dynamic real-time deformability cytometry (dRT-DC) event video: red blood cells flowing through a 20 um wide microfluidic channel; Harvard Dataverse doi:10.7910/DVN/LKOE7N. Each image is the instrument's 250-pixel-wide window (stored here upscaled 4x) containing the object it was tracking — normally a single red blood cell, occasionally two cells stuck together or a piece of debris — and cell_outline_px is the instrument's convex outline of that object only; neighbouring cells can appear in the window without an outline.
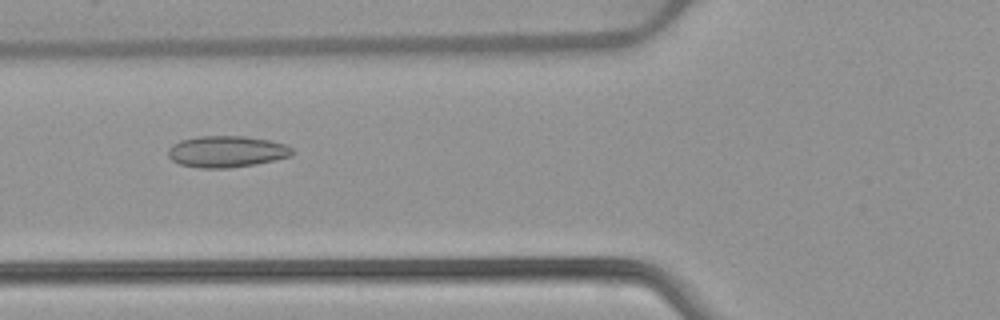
{"species": "common noctule bat (a hibernating species)", "species_latin": "Nyctalus noctula", "temperature_condition": "warm", "stored_images_in_passage": 52, "camera_frame_rate_fps": 3000, "um_per_image_px": 0.085, "animal": {"sex": "female", "body_mass_g": 22.7, "forearm_length_mm": 54.2}, "frame": {"image": 1, "passage_image": 20, "time_ms": 6.333, "image_size_px": [1000, 320], "cell_outline_px": [[296, 152], [292, 156], [256, 164], [228, 168], [200, 168], [180, 164], [172, 160], [168, 156], [168, 148], [172, 144], [180, 140], [200, 136], [244, 136], [268, 140], [284, 144], [292, 148]], "centroid_in_image_um": [19.27, 12.88], "position_along_channel_um": 106.5, "area_um2": 22.83}}
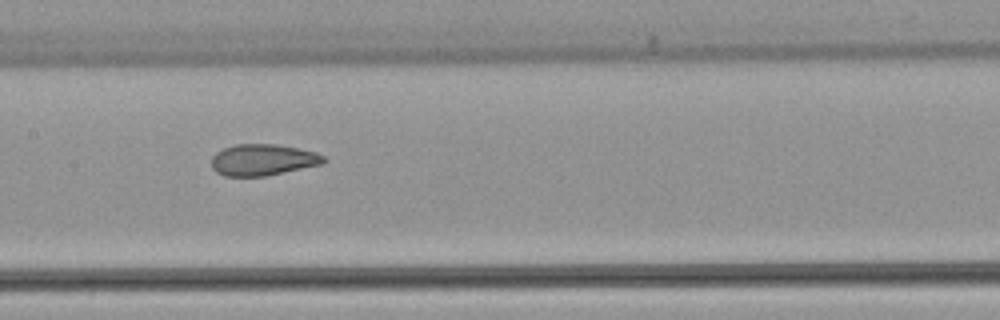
{"frame": {"image": 2, "passage_image": 26, "time_ms": 8.333, "image_size_px": [1000, 320], "cell_outline_px": [[328, 160], [324, 164], [264, 176], [224, 176], [216, 172], [212, 168], [212, 156], [216, 152], [224, 148], [236, 144], [276, 144], [316, 152], [324, 156]], "centroid_in_image_um": [22.36, 13.59], "position_along_channel_um": 185.0, "area_um2": 20.58}}
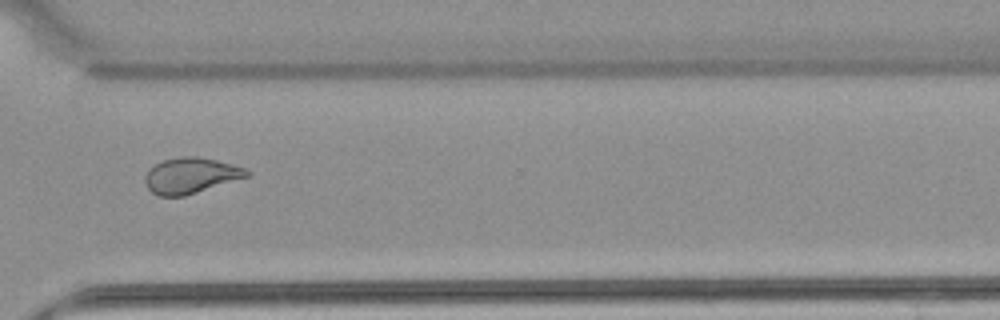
{"frame": {"image": 3, "passage_image": 39, "time_ms": 12.667, "image_size_px": [1000, 320], "cell_outline_px": [[252, 172], [248, 176], [184, 196], [160, 196], [152, 192], [144, 184], [144, 176], [148, 168], [160, 160], [184, 156], [196, 156], [216, 160], [248, 168]], "centroid_in_image_um": [16.18, 14.9], "position_along_channel_um": 354.4, "area_um2": 21.33}, "authors_computed_cell_mechanics": {"area_um2": 23.1778, "velocity_mm_per_s": 3.9103, "shape_relaxation_time_tau1_ms": null, "shape_relaxation_time_tau2_ms": 1.3741, "deformation_change_tau1": null, "deformation_change_tau2": 0.0704}}